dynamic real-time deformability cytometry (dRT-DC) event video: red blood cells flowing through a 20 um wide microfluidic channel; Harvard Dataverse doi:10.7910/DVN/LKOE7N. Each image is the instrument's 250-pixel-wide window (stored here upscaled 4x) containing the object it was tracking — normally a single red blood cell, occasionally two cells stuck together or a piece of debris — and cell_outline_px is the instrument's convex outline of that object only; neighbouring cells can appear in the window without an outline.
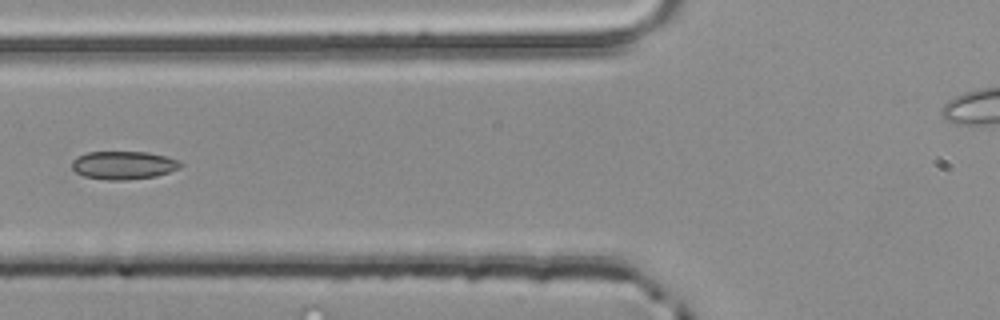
{"species": "common noctule bat (a hibernating species)", "species_latin": "Nyctalus noctula", "temperature_condition": "room temperature", "stored_images_in_passage": 5, "segment_of_instrument_passage": [2, 2], "camera_frame_rate_fps": 3000, "um_per_image_px": 0.085, "animal": {"sex": "male", "body_mass_g": 20.4}, "frame": {"image": 1, "passage_image": 5, "time_ms": 1.333, "image_size_px": [1000, 320], "cell_outline_px": [[184, 164], [180, 168], [156, 176], [124, 180], [108, 180], [84, 176], [76, 172], [72, 168], [72, 160], [76, 156], [88, 152], [148, 152], [180, 160]], "centroid_in_image_um": [10.5, 14.04], "position_along_channel_um": 115.3, "area_um2": 17.86}}